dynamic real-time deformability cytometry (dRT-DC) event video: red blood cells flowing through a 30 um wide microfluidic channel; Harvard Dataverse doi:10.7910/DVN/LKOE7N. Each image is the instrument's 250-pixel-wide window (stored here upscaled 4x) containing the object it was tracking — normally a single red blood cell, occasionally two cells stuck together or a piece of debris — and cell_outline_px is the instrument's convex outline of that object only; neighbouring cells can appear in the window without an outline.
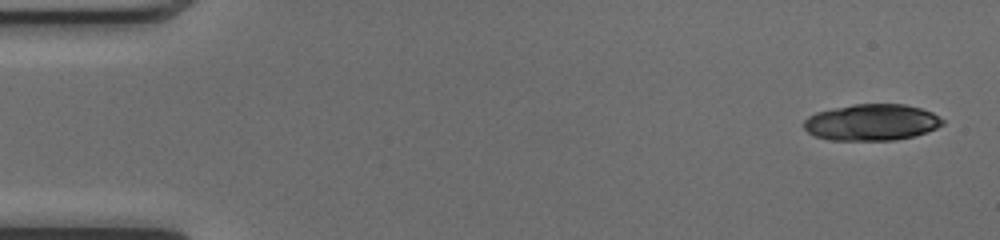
{"species": "common noctule bat (a hibernating species)", "species_latin": "Nyctalus noctula", "temperature_condition": "cold", "stored_images_in_passage": 48, "camera_frame_rate_fps": 3000, "um_per_image_px": 0.085, "animal": {"sex": "female", "body_mass_g": 17.0, "forearm_length_mm": 48.0}, "frame": {"image": 1, "passage_image": 1, "time_ms": 0.0, "image_size_px": [1000, 240], "cell_outline_px": [[944, 124], [936, 128], [912, 136], [892, 140], [828, 140], [816, 136], [808, 132], [804, 128], [804, 120], [808, 116], [816, 112], [832, 108], [856, 104], [904, 104], [920, 108], [932, 112], [944, 120]], "centroid_in_image_um": [74.07, 10.39], "position_along_channel_um": 10.9, "area_um2": 29.3}}